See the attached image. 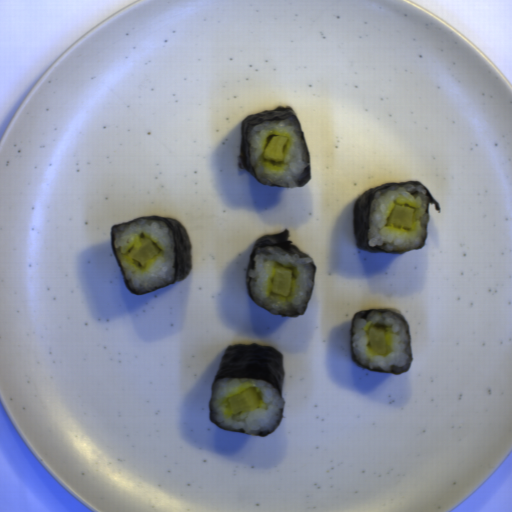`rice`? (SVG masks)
<instances>
[{
	"label": "rice",
	"mask_w": 512,
	"mask_h": 512,
	"mask_svg": "<svg viewBox=\"0 0 512 512\" xmlns=\"http://www.w3.org/2000/svg\"><path fill=\"white\" fill-rule=\"evenodd\" d=\"M144 237L151 239L159 252L141 266L129 253ZM114 248L131 290L140 294L175 281L174 235L163 220L140 219L119 225L114 230Z\"/></svg>",
	"instance_id": "652b925c"
},
{
	"label": "rice",
	"mask_w": 512,
	"mask_h": 512,
	"mask_svg": "<svg viewBox=\"0 0 512 512\" xmlns=\"http://www.w3.org/2000/svg\"><path fill=\"white\" fill-rule=\"evenodd\" d=\"M253 261L254 267L248 270V278L255 303L274 315H303L313 285V258L300 257L275 245L257 248ZM276 265L286 266L293 271L289 297L270 291Z\"/></svg>",
	"instance_id": "023b6e5f"
},
{
	"label": "rice",
	"mask_w": 512,
	"mask_h": 512,
	"mask_svg": "<svg viewBox=\"0 0 512 512\" xmlns=\"http://www.w3.org/2000/svg\"><path fill=\"white\" fill-rule=\"evenodd\" d=\"M396 203L412 207L411 229L387 220ZM427 203V190L410 183L389 186L375 193L369 215V247H380L392 252L420 246L426 236Z\"/></svg>",
	"instance_id": "8eca5e8b"
},
{
	"label": "rice",
	"mask_w": 512,
	"mask_h": 512,
	"mask_svg": "<svg viewBox=\"0 0 512 512\" xmlns=\"http://www.w3.org/2000/svg\"><path fill=\"white\" fill-rule=\"evenodd\" d=\"M287 137L284 158L272 161L262 158V153L272 136ZM250 159L262 183L282 188L298 185L308 164L299 125L295 118L260 121L247 136Z\"/></svg>",
	"instance_id": "acb35da6"
},
{
	"label": "rice",
	"mask_w": 512,
	"mask_h": 512,
	"mask_svg": "<svg viewBox=\"0 0 512 512\" xmlns=\"http://www.w3.org/2000/svg\"><path fill=\"white\" fill-rule=\"evenodd\" d=\"M252 388L260 405L251 412L232 414L229 397ZM285 400L277 388L257 379L226 378L216 381L211 414L218 425L246 433H265L276 427Z\"/></svg>",
	"instance_id": "b023fe2a"
},
{
	"label": "rice",
	"mask_w": 512,
	"mask_h": 512,
	"mask_svg": "<svg viewBox=\"0 0 512 512\" xmlns=\"http://www.w3.org/2000/svg\"><path fill=\"white\" fill-rule=\"evenodd\" d=\"M370 326L385 327L388 351L384 355L375 352L368 340ZM354 354L361 365L370 369L390 371L394 367H406L411 360L408 330L405 322L391 313H370L368 318L356 317L352 331Z\"/></svg>",
	"instance_id": "e3fd555f"
}]
</instances>
